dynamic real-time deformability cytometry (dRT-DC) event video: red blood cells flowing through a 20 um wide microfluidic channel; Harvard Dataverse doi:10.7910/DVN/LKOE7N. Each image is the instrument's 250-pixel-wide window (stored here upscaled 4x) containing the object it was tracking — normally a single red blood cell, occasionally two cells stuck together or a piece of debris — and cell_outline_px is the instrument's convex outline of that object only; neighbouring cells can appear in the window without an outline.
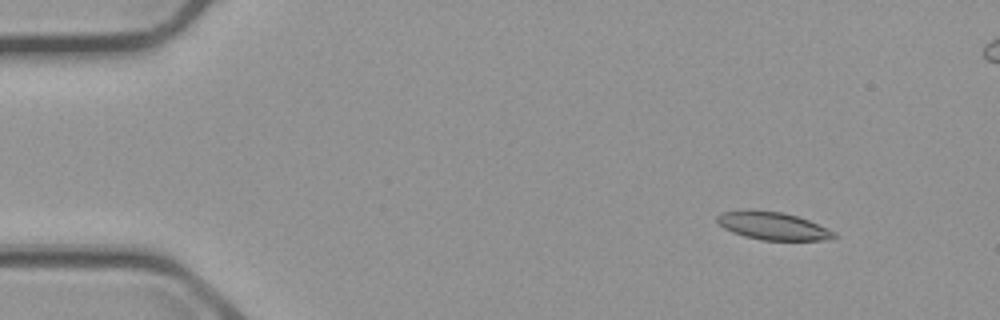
{"species": "common noctule bat (a hibernating species)", "species_latin": "Nyctalus noctula", "temperature_condition": "cold", "stored_images_in_passage": 5, "camera_frame_rate_fps": 3000, "um_per_image_px": 0.085, "animal": {"sex": "male", "body_mass_g": 23.1, "forearm_length_mm": 52.7}, "frame": {"image": 1, "passage_image": 2, "time_ms": 1.333, "image_size_px": [1000, 320], "cell_outline_px": [[840, 236], [832, 240], [760, 240], [744, 236], [732, 232], [724, 228], [716, 220], [716, 216], [724, 212], [752, 208], [780, 212], [796, 216], [808, 220], [836, 232]], "centroid_in_image_um": [65.71, 19.2], "position_along_channel_um": 19.3, "area_um2": 19.19}}